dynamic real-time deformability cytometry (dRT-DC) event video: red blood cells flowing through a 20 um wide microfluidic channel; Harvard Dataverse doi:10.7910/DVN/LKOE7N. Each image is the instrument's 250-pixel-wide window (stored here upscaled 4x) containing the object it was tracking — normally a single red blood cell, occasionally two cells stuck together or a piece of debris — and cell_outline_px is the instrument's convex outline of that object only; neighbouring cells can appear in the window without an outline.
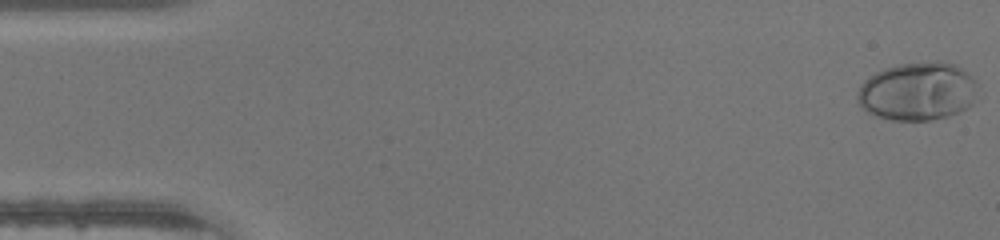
{"species": "human", "species_latin": "Homo sapiens", "temperature_condition": "warm", "stored_images_in_passage": 47, "camera_frame_rate_fps": 3000, "um_per_image_px": 0.085, "donor": {"sex": "male"}, "frame": {"image": 1, "passage_image": 1, "time_ms": 0.0, "image_size_px": [1000, 240], "cell_outline_px": [[976, 80], [972, 104], [968, 108], [948, 116], [928, 120], [892, 120], [876, 116], [868, 112], [856, 100], [856, 92], [860, 84], [868, 76], [884, 68], [896, 64], [936, 60], [940, 60], [956, 64], [964, 68]], "centroid_in_image_um": [77.97, 7.73], "position_along_channel_um": 7.0, "area_um2": 41.33}}
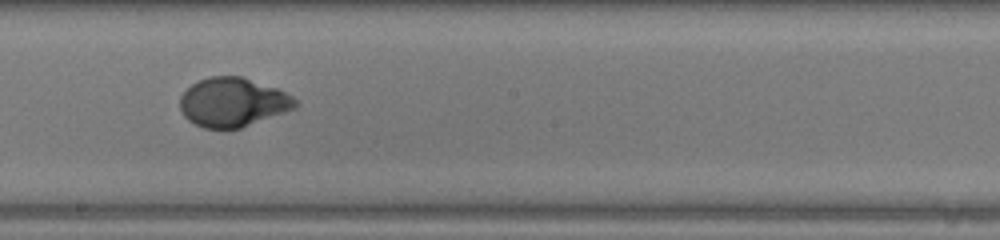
{"frame": {"image": 2, "passage_image": 26, "time_ms": 8.333, "image_size_px": [1000, 240], "cell_outline_px": [[300, 104], [296, 108], [240, 128], [204, 128], [188, 120], [184, 116], [180, 108], [180, 96], [192, 84], [208, 76], [244, 76], [276, 88], [292, 96]], "centroid_in_image_um": [19.8, 8.68], "position_along_channel_um": 228.4, "area_um2": 32.89}}
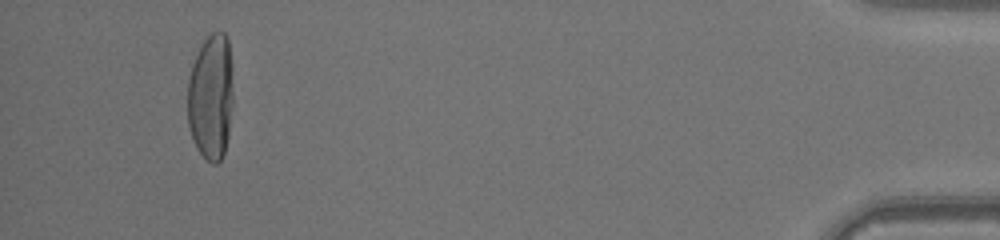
{"frame": {"image": 3, "passage_image": 44, "time_ms": 14.333, "image_size_px": [1000, 240], "cell_outline_px": [[232, 104], [228, 136], [224, 152], [220, 160], [216, 164], [212, 164], [196, 148], [188, 124], [188, 80], [192, 64], [200, 44], [212, 32], [224, 32], [228, 36], [232, 64]], "centroid_in_image_um": [17.93, 8.19], "position_along_channel_um": 417.3, "area_um2": 33.76}}